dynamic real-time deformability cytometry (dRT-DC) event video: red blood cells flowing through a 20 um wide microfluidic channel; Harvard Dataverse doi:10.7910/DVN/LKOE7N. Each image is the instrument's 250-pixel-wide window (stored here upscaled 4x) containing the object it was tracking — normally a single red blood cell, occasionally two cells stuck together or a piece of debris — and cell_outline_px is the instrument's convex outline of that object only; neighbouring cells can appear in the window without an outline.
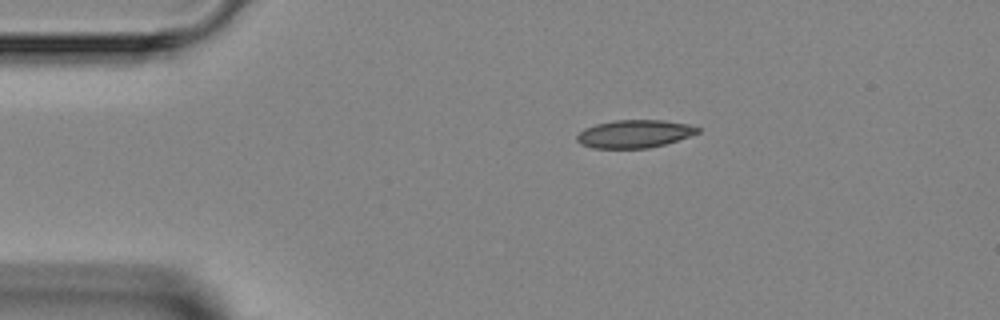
{"species": "Egyptian fruit bat (a non-hibernating species)", "species_latin": "Rousettus aegyptiacus", "temperature_condition": "room temperature", "stored_images_in_passage": 2, "camera_frame_rate_fps": 3000, "um_per_image_px": 0.085, "animal": {"sex": "female"}, "frame": {"image": 1, "passage_image": 1, "time_ms": 0.0, "image_size_px": [1000, 320], "cell_outline_px": [[700, 132], [664, 144], [648, 148], [592, 148], [580, 144], [576, 140], [576, 136], [584, 128], [596, 124], [616, 120], [664, 120], [688, 124], [700, 128]], "centroid_in_image_um": [53.9, 11.37], "position_along_channel_um": 31.1, "area_um2": 19.54}}